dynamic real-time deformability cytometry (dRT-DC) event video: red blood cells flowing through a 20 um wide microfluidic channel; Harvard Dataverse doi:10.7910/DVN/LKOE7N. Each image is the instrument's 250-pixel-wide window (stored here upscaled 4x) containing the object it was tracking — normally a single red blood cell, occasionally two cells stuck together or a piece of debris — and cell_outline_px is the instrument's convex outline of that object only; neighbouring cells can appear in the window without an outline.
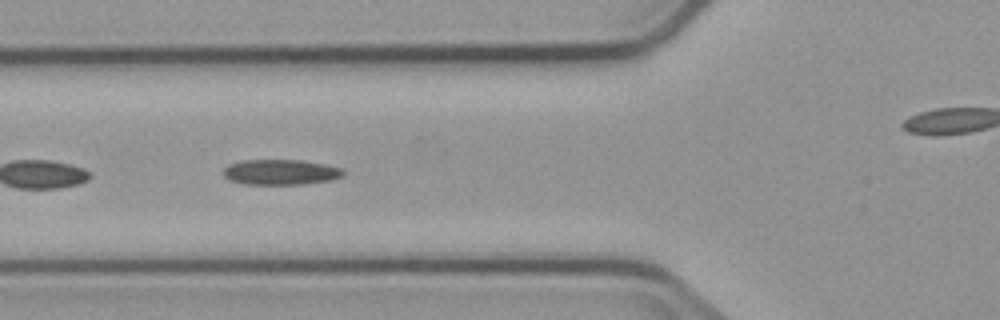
{"species": "common noctule bat (a hibernating species)", "species_latin": "Nyctalus noctula", "temperature_condition": "cold", "stored_images_in_passage": 10, "segment_of_instrument_passage": [1, 2], "camera_frame_rate_fps": 3000, "um_per_image_px": 0.085, "animal": {"sex": "male", "body_mass_g": 23.1, "forearm_length_mm": 52.7}, "frame": {"image": 1, "passage_image": 4, "time_ms": 4.333, "image_size_px": [1000, 320], "cell_outline_px": [[344, 176], [332, 180], [304, 184], [244, 184], [228, 180], [224, 176], [224, 168], [228, 164], [244, 160], [300, 160], [324, 164], [340, 168], [344, 172]], "centroid_in_image_um": [23.84, 14.63], "position_along_channel_um": 102.0, "area_um2": 17.74}}
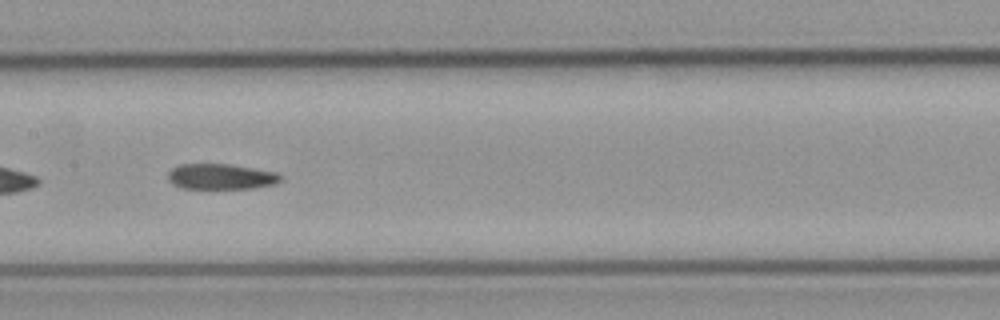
{"frame": {"image": 2, "passage_image": 6, "time_ms": 6.667, "image_size_px": [1000, 320], "cell_outline_px": [[280, 180], [276, 184], [252, 188], [180, 188], [172, 184], [168, 180], [168, 172], [172, 168], [180, 164], [228, 164], [276, 172], [280, 176]], "centroid_in_image_um": [18.73, 15.01], "position_along_channel_um": 188.7, "area_um2": 16.65}}
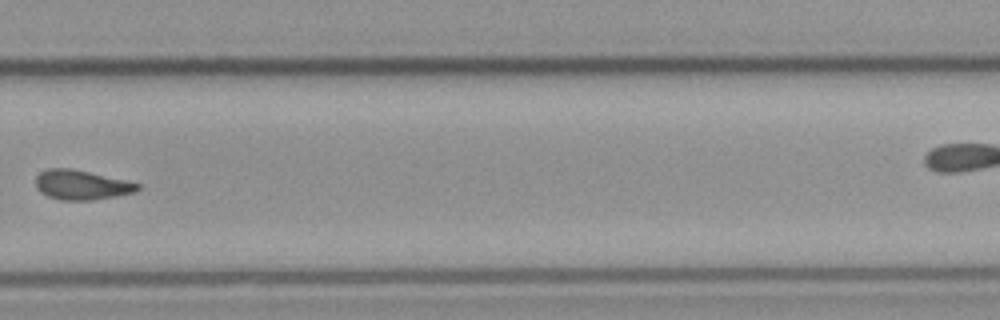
{"frame": {"image": 3, "passage_image": 9, "time_ms": 10.333, "image_size_px": [1000, 320], "cell_outline_px": [[140, 188], [136, 192], [116, 196], [92, 200], [60, 200], [48, 196], [40, 192], [36, 188], [36, 176], [40, 172], [48, 168], [72, 168], [124, 180], [140, 184]], "centroid_in_image_um": [6.9, 15.72], "position_along_channel_um": 322.9, "area_um2": 17.57}}